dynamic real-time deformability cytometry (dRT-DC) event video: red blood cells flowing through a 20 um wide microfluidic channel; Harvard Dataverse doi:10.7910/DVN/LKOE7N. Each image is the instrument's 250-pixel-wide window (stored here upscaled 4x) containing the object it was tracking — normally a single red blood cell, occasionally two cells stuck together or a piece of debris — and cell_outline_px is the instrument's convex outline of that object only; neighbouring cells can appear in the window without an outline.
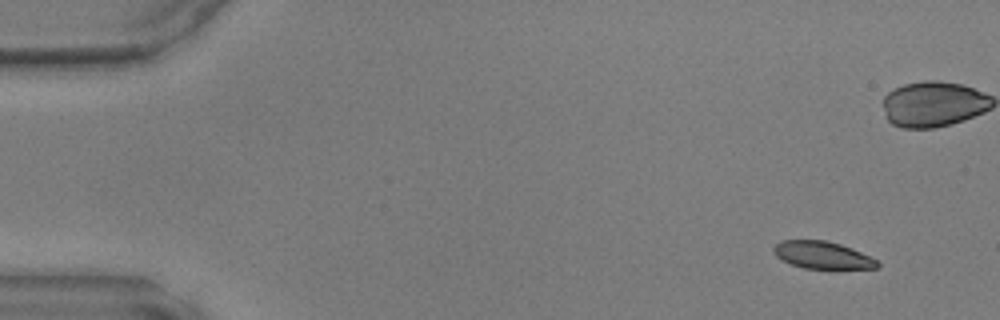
{"species": "common noctule bat (a hibernating species)", "species_latin": "Nyctalus noctula", "temperature_condition": "warm", "stored_images_in_passage": 46, "segment_of_instrument_passage": [1, 2], "camera_frame_rate_fps": 3000, "um_per_image_px": 0.085, "animal": {"sex": "male", "body_mass_g": 17.9, "forearm_length_mm": 54.2}, "frame": {"image": 1, "passage_image": 1, "time_ms": 0.0, "image_size_px": [1000, 320], "cell_outline_px": [[880, 268], [804, 268], [792, 264], [776, 256], [772, 252], [772, 248], [780, 240], [824, 240], [840, 244], [852, 248], [876, 260], [880, 264]], "centroid_in_image_um": [69.88, 21.67], "position_along_channel_um": 15.1, "area_um2": 16.3}}